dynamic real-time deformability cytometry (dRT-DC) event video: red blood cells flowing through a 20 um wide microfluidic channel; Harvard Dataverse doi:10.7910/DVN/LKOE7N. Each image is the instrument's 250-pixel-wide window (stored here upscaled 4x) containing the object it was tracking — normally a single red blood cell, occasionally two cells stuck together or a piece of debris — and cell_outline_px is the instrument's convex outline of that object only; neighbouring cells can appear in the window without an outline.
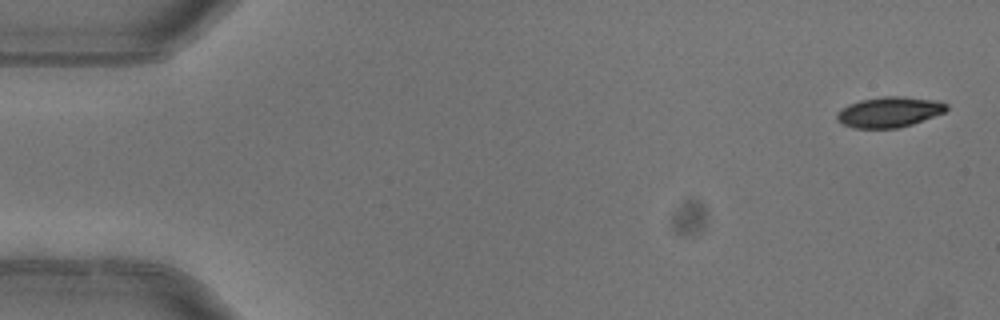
{"species": "common noctule bat (a hibernating species)", "species_latin": "Nyctalus noctula", "temperature_condition": "warm", "stored_images_in_passage": 4, "camera_frame_rate_fps": 3000, "um_per_image_px": 0.085, "animal": {"sex": "female"}, "frame": {"image": 1, "passage_image": 1, "time_ms": 0.0, "image_size_px": [1000, 320], "cell_outline_px": [[948, 108], [944, 112], [912, 124], [896, 128], [852, 128], [836, 120], [836, 116], [848, 104], [860, 100], [884, 96], [904, 96], [936, 100], [948, 104]], "centroid_in_image_um": [75.6, 9.51], "position_along_channel_um": 9.4, "area_um2": 19.31}}
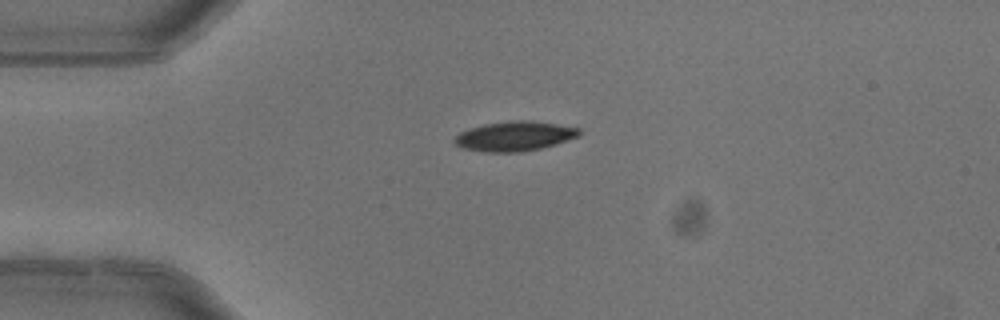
{"frame": {"image": 2, "passage_image": 4, "time_ms": 1.0, "image_size_px": [1000, 320], "cell_outline_px": [[580, 136], [556, 144], [540, 148], [520, 152], [484, 152], [460, 148], [452, 140], [460, 132], [484, 124], [512, 120], [524, 120], [556, 124], [580, 128]], "centroid_in_image_um": [43.72, 11.58], "position_along_channel_um": 41.3, "area_um2": 21.5}}